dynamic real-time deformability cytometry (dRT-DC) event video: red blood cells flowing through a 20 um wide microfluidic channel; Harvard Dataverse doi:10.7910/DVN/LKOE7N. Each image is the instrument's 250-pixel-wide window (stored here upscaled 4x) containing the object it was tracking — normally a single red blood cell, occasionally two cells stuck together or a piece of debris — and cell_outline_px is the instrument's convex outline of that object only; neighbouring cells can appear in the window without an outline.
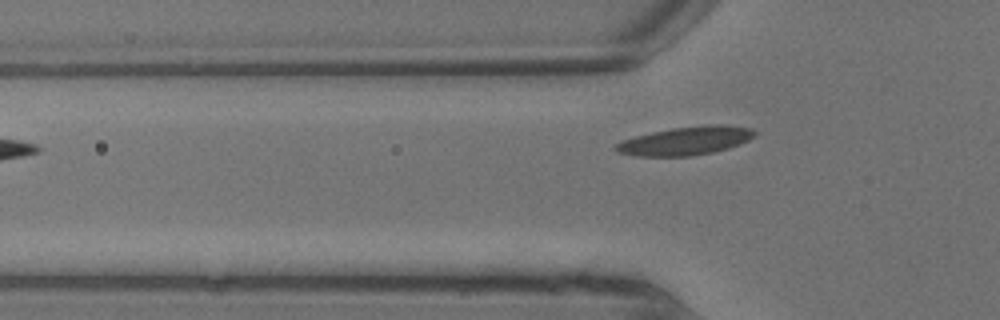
{"species": "common noctule bat (a hibernating species)", "species_latin": "Nyctalus noctula", "temperature_condition": "warm", "stored_images_in_passage": 3, "camera_frame_rate_fps": 3000, "um_per_image_px": 0.085, "animal": {"sex": "male", "body_mass_g": 13.3}, "frame": {"image": 1, "passage_image": 3, "time_ms": 0.667, "image_size_px": [1000, 320], "cell_outline_px": [[756, 136], [740, 144], [728, 148], [712, 152], [688, 156], [636, 156], [616, 152], [612, 148], [616, 144], [624, 140], [636, 136], [652, 132], [672, 128], [708, 124], [720, 124], [752, 128], [756, 132]], "centroid_in_image_um": [58.29, 11.96], "position_along_channel_um": 67.5, "area_um2": 23.0}}